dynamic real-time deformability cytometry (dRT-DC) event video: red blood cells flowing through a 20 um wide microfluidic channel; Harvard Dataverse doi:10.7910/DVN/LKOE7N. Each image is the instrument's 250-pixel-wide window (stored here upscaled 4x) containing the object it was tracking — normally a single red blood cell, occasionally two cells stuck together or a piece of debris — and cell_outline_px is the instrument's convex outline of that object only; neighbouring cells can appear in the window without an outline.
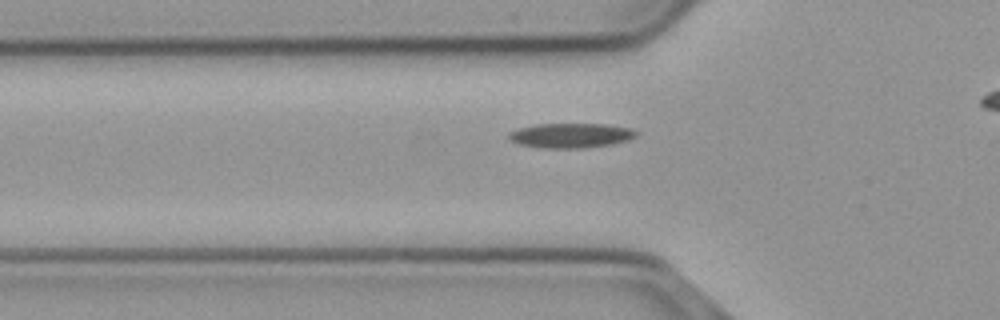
{"species": "common noctule bat (a hibernating species)", "species_latin": "Nyctalus noctula", "temperature_condition": "cold", "stored_images_in_passage": 37, "camera_frame_rate_fps": 3000, "um_per_image_px": 0.085, "animal": {"sex": "male", "body_mass_g": 23.1, "forearm_length_mm": 52.7}, "frame": {"image": 1, "passage_image": 10, "time_ms": 3.0, "image_size_px": [1000, 320], "cell_outline_px": [[640, 132], [636, 136], [628, 140], [612, 144], [584, 148], [540, 148], [520, 144], [512, 140], [508, 136], [508, 132], [520, 128], [536, 124], [608, 124], [632, 128]], "centroid_in_image_um": [48.57, 11.51], "position_along_channel_um": 77.2, "area_um2": 18.44}}
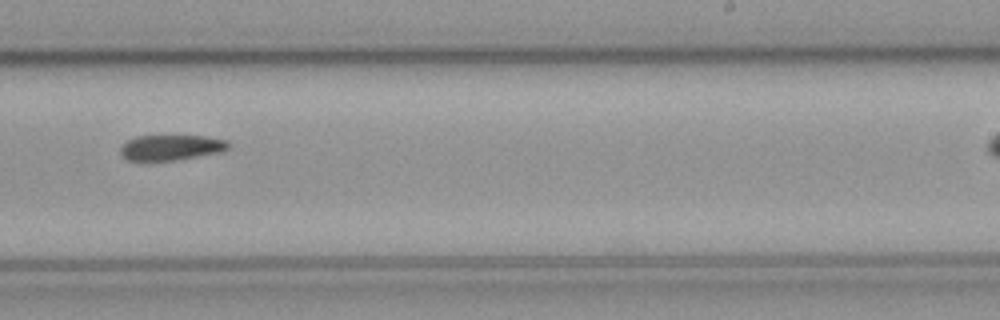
{"frame": {"image": 2, "passage_image": 26, "time_ms": 8.333, "image_size_px": [1000, 320], "cell_outline_px": [[232, 144], [228, 148], [220, 152], [176, 160], [128, 160], [120, 152], [120, 148], [128, 140], [136, 136], [208, 136], [228, 140]], "centroid_in_image_um": [14.6, 12.52], "position_along_channel_um": 274.4, "area_um2": 15.9}}
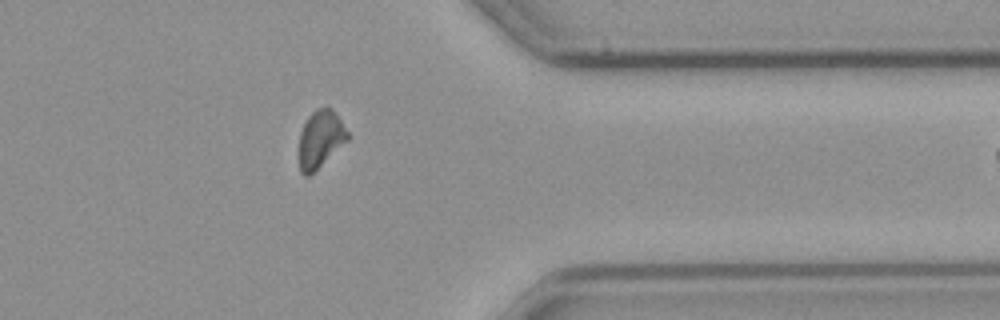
{"frame": {"image": 3, "passage_image": 36, "time_ms": 11.667, "image_size_px": [1000, 320], "cell_outline_px": [[352, 136], [348, 140], [308, 176], [304, 176], [300, 172], [300, 132], [308, 116], [316, 108], [332, 108]], "centroid_in_image_um": [27.26, 11.79], "position_along_channel_um": 384.1, "area_um2": 16.01}}